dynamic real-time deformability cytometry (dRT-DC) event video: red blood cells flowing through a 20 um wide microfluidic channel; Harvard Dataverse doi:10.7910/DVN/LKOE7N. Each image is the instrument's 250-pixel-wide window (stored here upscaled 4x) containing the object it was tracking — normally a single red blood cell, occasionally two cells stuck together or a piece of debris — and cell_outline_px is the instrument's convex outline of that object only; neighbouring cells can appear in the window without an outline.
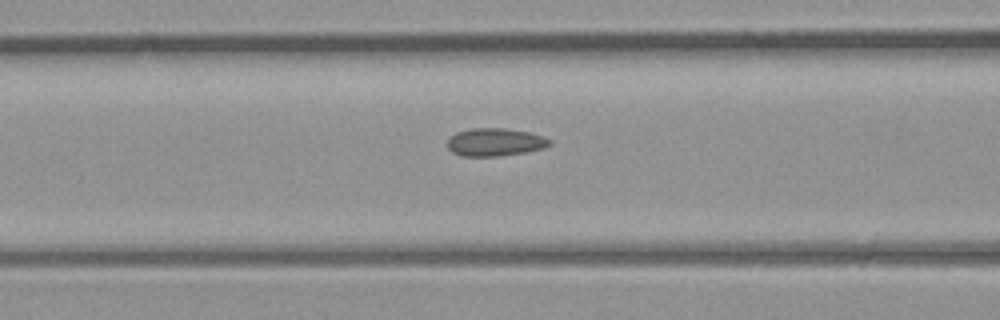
{"species": "common noctule bat (a hibernating species)", "species_latin": "Nyctalus noctula", "temperature_condition": "room temperature", "stored_images_in_passage": 8, "segment_of_instrument_passage": [2, 2], "camera_frame_rate_fps": 3000, "um_per_image_px": 0.085, "animal": {"sex": "male", "body_mass_g": 23.1, "forearm_length_mm": 52.7}, "frame": {"image": 1, "passage_image": 8, "time_ms": 9.0, "image_size_px": [1000, 320], "cell_outline_px": [[552, 144], [544, 148], [524, 152], [500, 156], [464, 156], [452, 152], [448, 148], [448, 136], [456, 132], [472, 128], [504, 128], [528, 132], [552, 140]], "centroid_in_image_um": [42.05, 12.08], "position_along_channel_um": 124.5, "area_um2": 16.59}}